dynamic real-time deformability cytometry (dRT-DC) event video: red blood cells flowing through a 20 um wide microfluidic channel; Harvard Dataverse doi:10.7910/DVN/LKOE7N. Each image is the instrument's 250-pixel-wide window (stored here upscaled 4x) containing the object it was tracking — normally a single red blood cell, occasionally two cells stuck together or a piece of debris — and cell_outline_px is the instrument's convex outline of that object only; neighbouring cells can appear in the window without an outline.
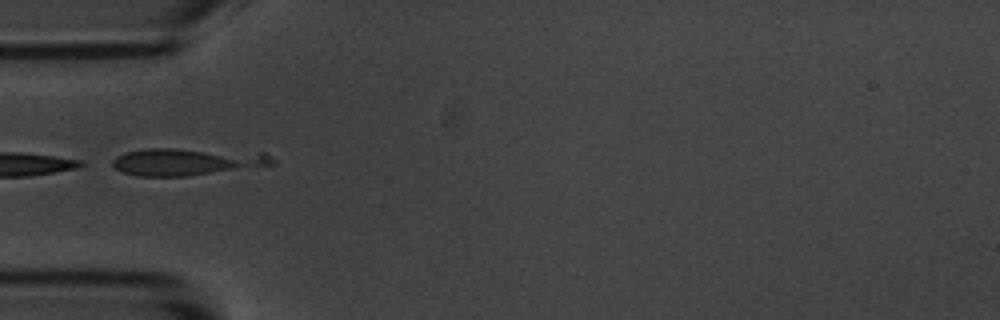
{"species": "common noctule bat (a hibernating species)", "species_latin": "Nyctalus noctula", "temperature_condition": "room temperature", "stored_images_in_passage": 3, "camera_frame_rate_fps": 3000, "um_per_image_px": 0.085, "animal": {"sex": "male", "body_mass_g": 20.1, "forearm_length_mm": 53.5}, "frame": {"image": 1, "passage_image": 2, "time_ms": 1.333, "image_size_px": [1000, 320], "cell_outline_px": [[276, 164], [188, 176], [136, 176], [124, 172], [116, 168], [112, 164], [112, 160], [116, 156], [128, 152], [144, 148], [176, 148], [264, 152], [276, 160]], "centroid_in_image_um": [15.92, 13.73], "position_along_channel_um": 69.1, "area_um2": 25.55}}